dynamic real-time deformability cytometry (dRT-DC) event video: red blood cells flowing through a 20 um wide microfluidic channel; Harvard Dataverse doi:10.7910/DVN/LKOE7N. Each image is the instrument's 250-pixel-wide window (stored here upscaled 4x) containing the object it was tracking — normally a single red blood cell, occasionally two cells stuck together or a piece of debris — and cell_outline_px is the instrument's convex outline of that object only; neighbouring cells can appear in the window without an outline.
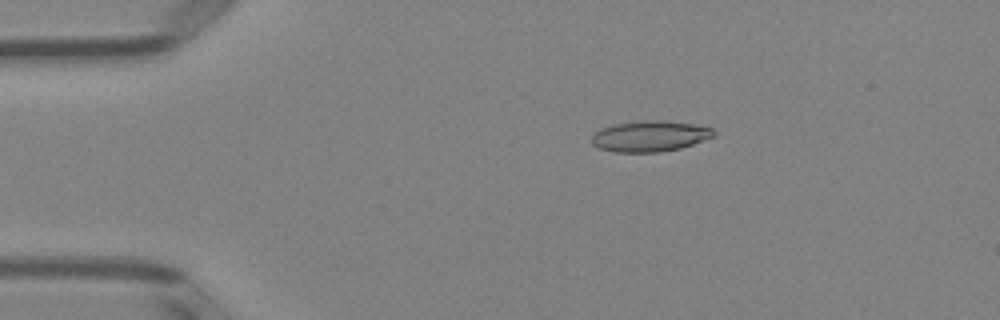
{"species": "Egyptian fruit bat (a non-hibernating species)", "species_latin": "Rousettus aegyptiacus", "temperature_condition": "room temperature", "stored_images_in_passage": 51, "camera_frame_rate_fps": 3000, "um_per_image_px": 0.085, "animal": {"sex": "female"}, "frame": {"image": 1, "passage_image": 10, "time_ms": 3.0, "image_size_px": [1000, 320], "cell_outline_px": [[716, 132], [712, 136], [692, 144], [680, 148], [660, 152], [612, 152], [600, 148], [592, 144], [592, 136], [600, 128], [612, 124], [644, 120], [668, 120], [696, 124], [712, 128]], "centroid_in_image_um": [55.22, 11.56], "position_along_channel_um": 29.8, "area_um2": 22.02}}
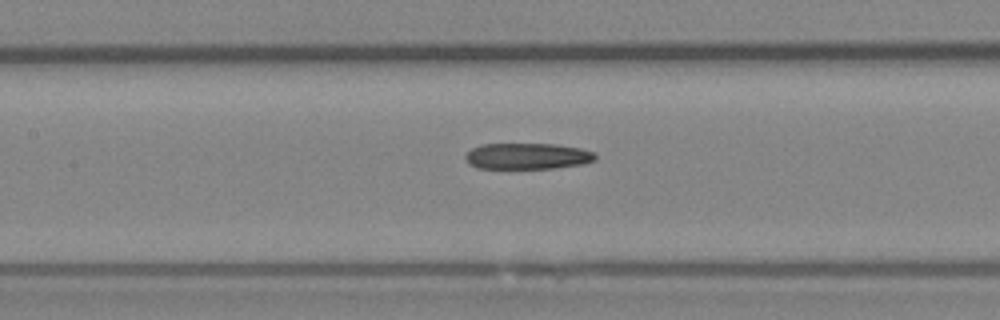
{"frame": {"image": 2, "passage_image": 24, "time_ms": 7.667, "image_size_px": [1000, 320], "cell_outline_px": [[596, 160], [584, 164], [556, 168], [476, 168], [468, 164], [464, 156], [472, 148], [480, 144], [556, 144], [580, 148], [596, 152]], "centroid_in_image_um": [44.85, 13.27], "position_along_channel_um": 162.6, "area_um2": 20.0}}
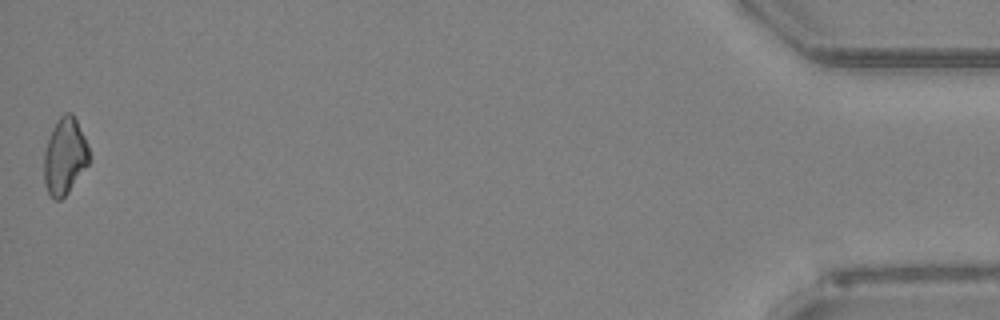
{"frame": {"image": 3, "passage_image": 51, "time_ms": 16.667, "image_size_px": [1000, 320], "cell_outline_px": [[92, 160], [68, 192], [60, 200], [56, 200], [48, 192], [44, 180], [44, 152], [48, 140], [60, 116], [64, 112], [72, 112], [84, 136]], "centroid_in_image_um": [5.53, 13.29], "position_along_channel_um": 429.7, "area_um2": 19.94}}